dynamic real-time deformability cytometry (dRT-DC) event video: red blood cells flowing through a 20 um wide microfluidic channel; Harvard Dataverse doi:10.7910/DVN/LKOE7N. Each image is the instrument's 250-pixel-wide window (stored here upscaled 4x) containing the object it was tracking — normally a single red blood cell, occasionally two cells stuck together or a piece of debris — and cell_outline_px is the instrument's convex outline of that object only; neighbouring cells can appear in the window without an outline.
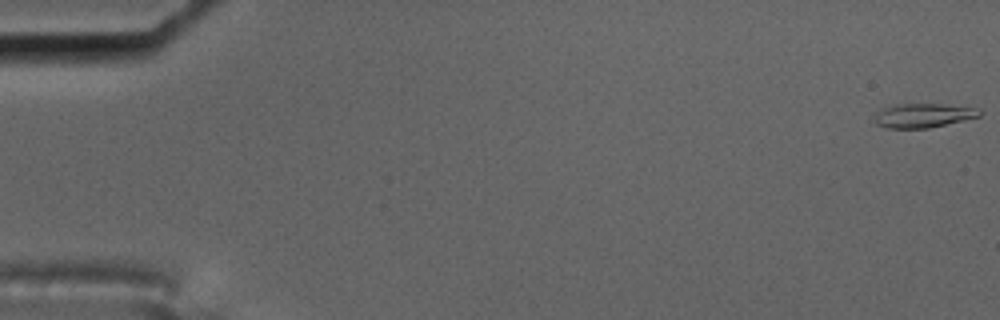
{"species": "common noctule bat (a hibernating species)", "species_latin": "Nyctalus noctula", "temperature_condition": "cold", "stored_images_in_passage": 18, "camera_frame_rate_fps": 3000, "um_per_image_px": 0.085, "animal": {"sex": "male", "body_mass_g": 17.5, "forearm_length_mm": 52.3}, "frame": {"image": 1, "passage_image": 1, "time_ms": 0.0, "image_size_px": [1000, 320], "cell_outline_px": [[980, 116], [964, 120], [928, 128], [888, 128], [876, 124], [876, 112], [884, 108], [896, 104], [940, 104], [980, 108]], "centroid_in_image_um": [78.49, 9.81], "position_along_channel_um": 6.5, "area_um2": 14.57}}
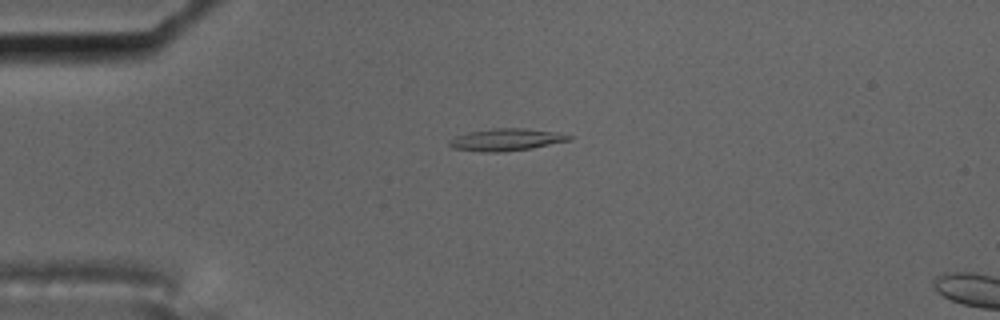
{"frame": {"image": 2, "passage_image": 15, "time_ms": 4.667, "image_size_px": [1000, 320], "cell_outline_px": [[572, 140], [532, 148], [504, 152], [480, 152], [452, 148], [448, 144], [448, 140], [456, 136], [468, 132], [492, 128], [524, 128], [572, 136]], "centroid_in_image_um": [42.95, 11.89], "position_along_channel_um": 42.1, "area_um2": 15.37}}